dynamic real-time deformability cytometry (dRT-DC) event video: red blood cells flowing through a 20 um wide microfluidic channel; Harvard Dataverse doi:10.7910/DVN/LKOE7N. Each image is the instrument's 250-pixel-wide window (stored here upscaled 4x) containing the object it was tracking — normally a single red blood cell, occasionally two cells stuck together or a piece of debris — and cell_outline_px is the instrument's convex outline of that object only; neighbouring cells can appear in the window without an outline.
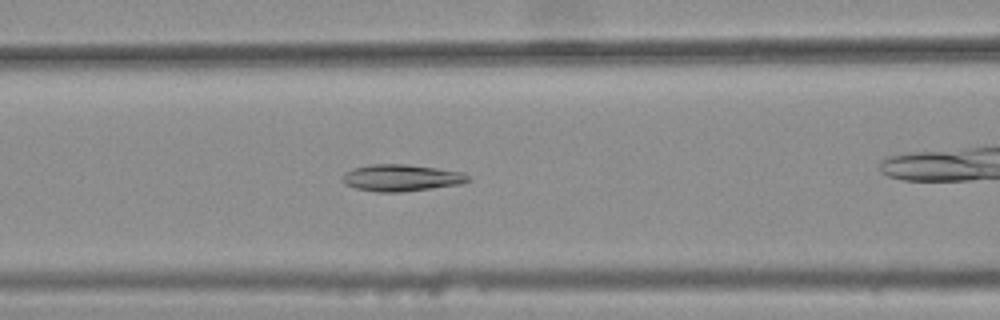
{"species": "common noctule bat (a hibernating species)", "species_latin": "Nyctalus noctula", "temperature_condition": "warm", "stored_images_in_passage": 42, "camera_frame_rate_fps": 3000, "um_per_image_px": 0.085, "animal": {"sex": "female", "body_mass_g": 25.1}, "frame": {"image": 1, "passage_image": 17, "time_ms": 5.333, "image_size_px": [1000, 320], "cell_outline_px": [[468, 180], [460, 184], [404, 192], [376, 192], [356, 188], [344, 184], [340, 180], [340, 176], [344, 172], [352, 168], [368, 164], [408, 164], [464, 172], [468, 176]], "centroid_in_image_um": [34.03, 15.11], "position_along_channel_um": 132.6, "area_um2": 19.83}}
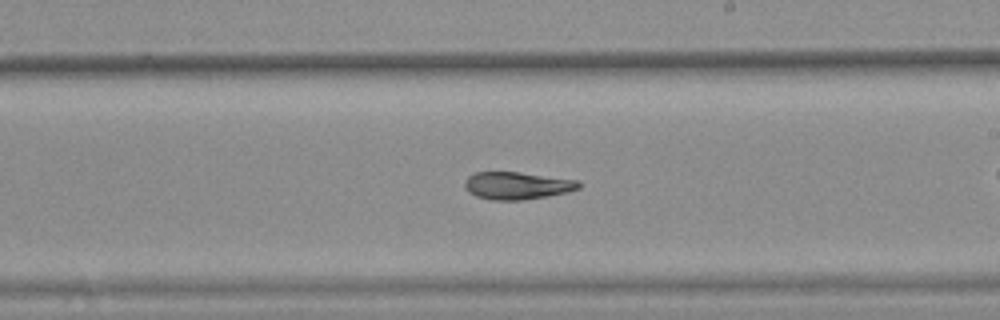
{"frame": {"image": 2, "passage_image": 26, "time_ms": 8.333, "image_size_px": [1000, 320], "cell_outline_px": [[580, 188], [568, 192], [548, 196], [520, 200], [492, 200], [476, 196], [468, 192], [464, 188], [464, 180], [468, 176], [476, 172], [520, 172], [576, 180], [580, 184]], "centroid_in_image_um": [43.91, 15.78], "position_along_channel_um": 245.1, "area_um2": 18.26}}
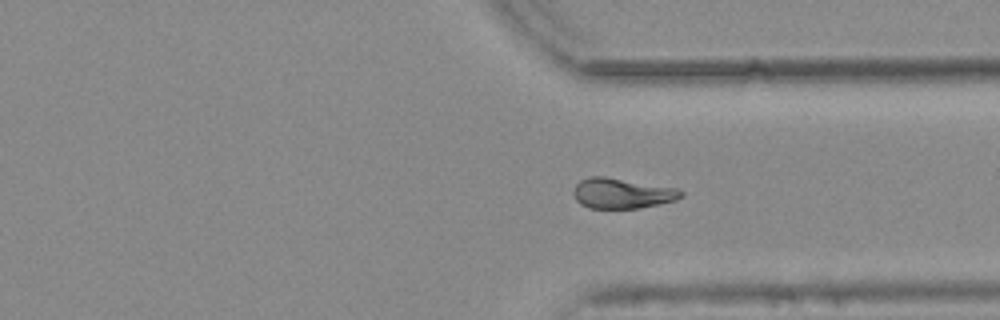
{"frame": {"image": 3, "passage_image": 35, "time_ms": 11.333, "image_size_px": [1000, 320], "cell_outline_px": [[684, 196], [676, 200], [660, 204], [640, 208], [588, 208], [580, 204], [576, 200], [572, 192], [576, 184], [580, 180], [588, 176], [604, 176], [676, 188], [684, 192]], "centroid_in_image_um": [52.86, 16.43], "position_along_channel_um": 358.5, "area_um2": 19.13}, "authors_computed_cell_mechanics": {"area_um2": 19.0162, "velocity_mm_per_s": 3.7576, "shape_relaxation_time_tau1_ms": null, "shape_relaxation_time_tau2_ms": 4.5254, "deformation_change_tau1": null, "deformation_change_tau2": 0.0936}}